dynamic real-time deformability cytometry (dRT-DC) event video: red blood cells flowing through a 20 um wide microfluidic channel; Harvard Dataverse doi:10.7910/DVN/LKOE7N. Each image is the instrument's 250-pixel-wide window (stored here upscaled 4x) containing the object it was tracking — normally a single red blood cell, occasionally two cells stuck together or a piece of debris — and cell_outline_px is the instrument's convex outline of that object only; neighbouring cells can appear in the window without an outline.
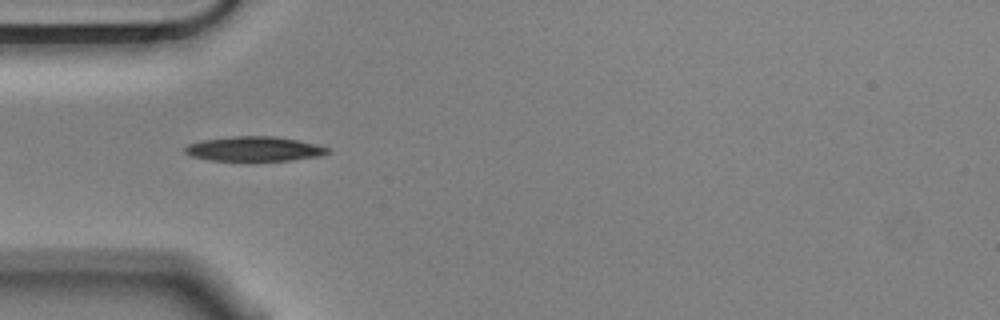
{"species": "Egyptian fruit bat (a non-hibernating species)", "species_latin": "Rousettus aegyptiacus", "temperature_condition": "cold", "stored_images_in_passage": 12, "camera_frame_rate_fps": 3000, "um_per_image_px": 0.085, "animal": {"sex": "male"}, "frame": {"image": 1, "passage_image": 6, "time_ms": 1.667, "image_size_px": [1000, 320], "cell_outline_px": [[332, 152], [320, 156], [288, 160], [208, 160], [192, 156], [184, 152], [184, 148], [188, 144], [204, 140], [232, 136], [272, 136], [300, 140], [332, 148]], "centroid_in_image_um": [21.66, 12.65], "position_along_channel_um": 63.3, "area_um2": 20.46}}
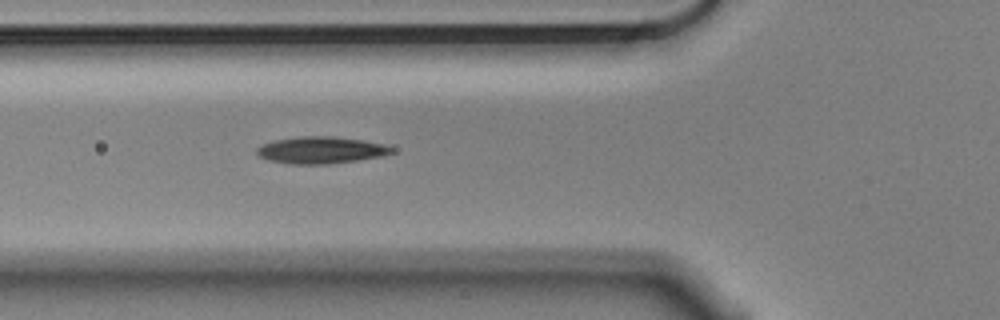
{"frame": {"image": 2, "passage_image": 9, "time_ms": 2.667, "image_size_px": [1000, 320], "cell_outline_px": [[392, 152], [380, 156], [356, 160], [328, 164], [292, 164], [268, 160], [260, 156], [256, 152], [256, 148], [260, 144], [276, 140], [300, 136], [332, 136], [364, 140], [384, 144], [392, 148]], "centroid_in_image_um": [27.23, 12.75], "position_along_channel_um": 98.6, "area_um2": 20.98}}